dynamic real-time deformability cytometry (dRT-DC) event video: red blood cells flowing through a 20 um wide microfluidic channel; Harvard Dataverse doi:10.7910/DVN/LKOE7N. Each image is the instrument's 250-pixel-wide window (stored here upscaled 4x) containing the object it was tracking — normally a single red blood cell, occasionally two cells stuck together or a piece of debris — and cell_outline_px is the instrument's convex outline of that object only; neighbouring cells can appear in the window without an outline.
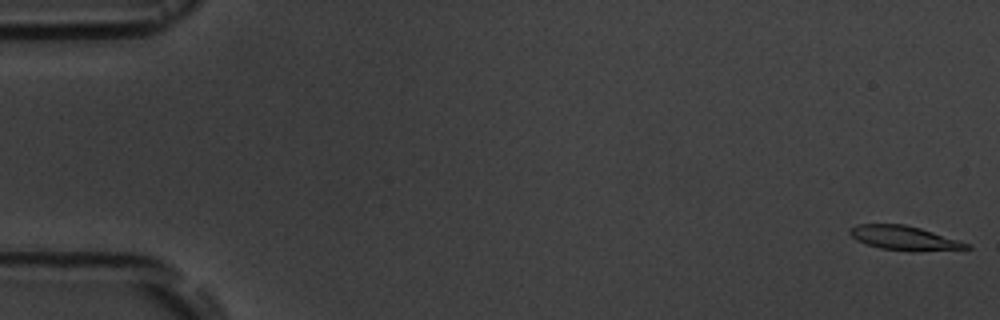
{"species": "common noctule bat (a hibernating species)", "species_latin": "Nyctalus noctula", "temperature_condition": "room temperature", "stored_images_in_passage": 9, "camera_frame_rate_fps": 3000, "um_per_image_px": 0.085, "animal": {"sex": "male", "body_mass_g": 19.5, "forearm_length_mm": 54.6}, "frame": {"image": 1, "passage_image": 1, "time_ms": 0.0, "image_size_px": [1000, 320], "cell_outline_px": [[972, 248], [880, 248], [856, 240], [848, 232], [848, 228], [856, 224], [904, 224], [920, 228], [960, 240], [972, 244]], "centroid_in_image_um": [76.75, 20.15], "position_along_channel_um": 8.2, "area_um2": 15.32}}
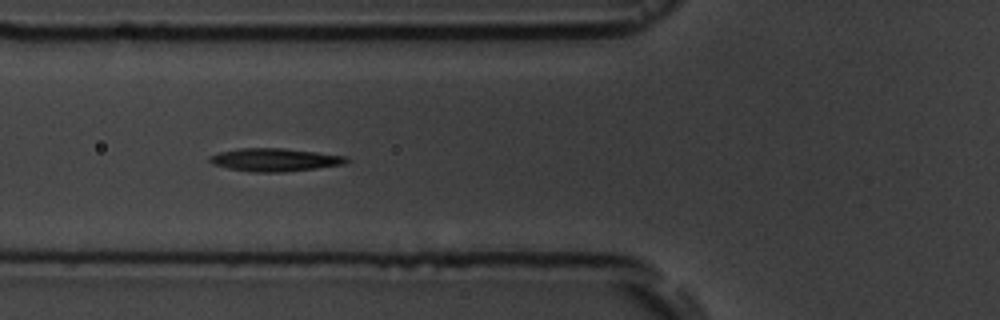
{"frame": {"image": 2, "passage_image": 7, "time_ms": 6.667, "image_size_px": [1000, 320], "cell_outline_px": [[348, 160], [344, 164], [316, 168], [280, 172], [252, 172], [228, 168], [212, 164], [208, 160], [208, 156], [220, 152], [240, 148], [284, 148], [348, 156]], "centroid_in_image_um": [23.33, 13.58], "position_along_channel_um": 102.5, "area_um2": 18.26}}
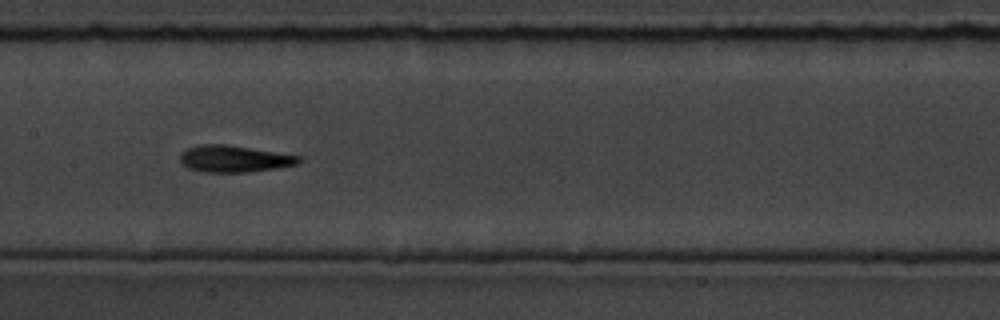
{"frame": {"image": 3, "passage_image": 9, "time_ms": 9.0, "image_size_px": [1000, 320], "cell_outline_px": [[304, 160], [300, 164], [276, 168], [248, 172], [204, 172], [188, 168], [180, 160], [180, 152], [188, 148], [200, 144], [224, 144], [304, 156]], "centroid_in_image_um": [19.97, 13.49], "position_along_channel_um": 187.4, "area_um2": 18.67}}